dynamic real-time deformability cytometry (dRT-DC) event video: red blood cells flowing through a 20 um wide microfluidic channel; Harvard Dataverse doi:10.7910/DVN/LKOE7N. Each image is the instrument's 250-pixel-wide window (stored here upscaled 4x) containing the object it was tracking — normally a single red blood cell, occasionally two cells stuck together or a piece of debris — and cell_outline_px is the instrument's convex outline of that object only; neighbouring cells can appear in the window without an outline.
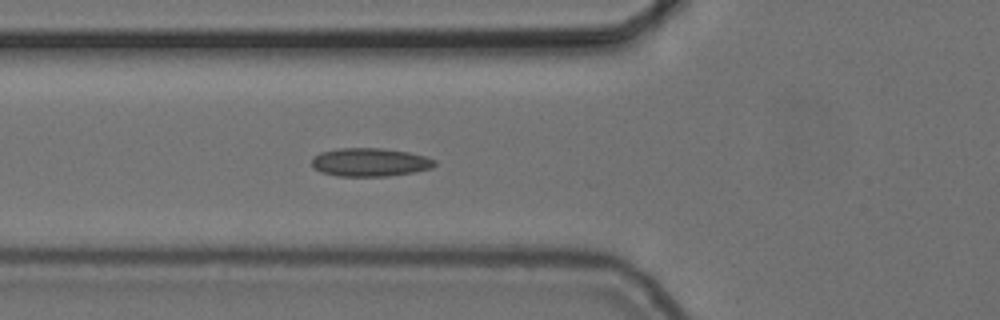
{"species": "common noctule bat (a hibernating species)", "species_latin": "Nyctalus noctula", "temperature_condition": "cold", "stored_images_in_passage": 24, "camera_frame_rate_fps": 3000, "um_per_image_px": 0.085, "animal": {"sex": "female", "body_mass_g": 24.6, "forearm_length_mm": 56.2}, "frame": {"image": 1, "passage_image": 20, "time_ms": 6.333, "image_size_px": [1000, 320], "cell_outline_px": [[436, 164], [432, 168], [412, 172], [388, 176], [336, 176], [320, 172], [312, 164], [312, 160], [320, 152], [340, 148], [380, 148], [408, 152], [424, 156], [436, 160]], "centroid_in_image_um": [31.45, 13.79], "position_along_channel_um": 94.3, "area_um2": 20.17}}
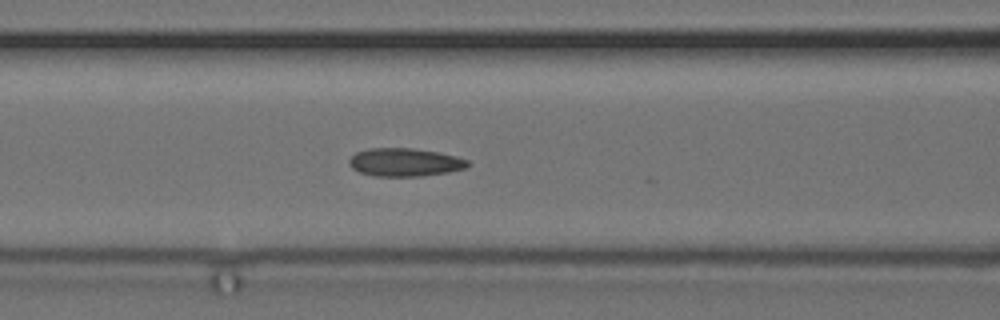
{"frame": {"image": 2, "passage_image": 23, "time_ms": 7.333, "image_size_px": [1000, 320], "cell_outline_px": [[472, 164], [464, 168], [448, 172], [424, 176], [372, 176], [360, 172], [352, 168], [348, 164], [348, 160], [356, 152], [368, 148], [412, 148], [436, 152], [456, 156], [468, 160]], "centroid_in_image_um": [34.39, 13.79], "position_along_channel_um": 132.2, "area_um2": 19.54}}